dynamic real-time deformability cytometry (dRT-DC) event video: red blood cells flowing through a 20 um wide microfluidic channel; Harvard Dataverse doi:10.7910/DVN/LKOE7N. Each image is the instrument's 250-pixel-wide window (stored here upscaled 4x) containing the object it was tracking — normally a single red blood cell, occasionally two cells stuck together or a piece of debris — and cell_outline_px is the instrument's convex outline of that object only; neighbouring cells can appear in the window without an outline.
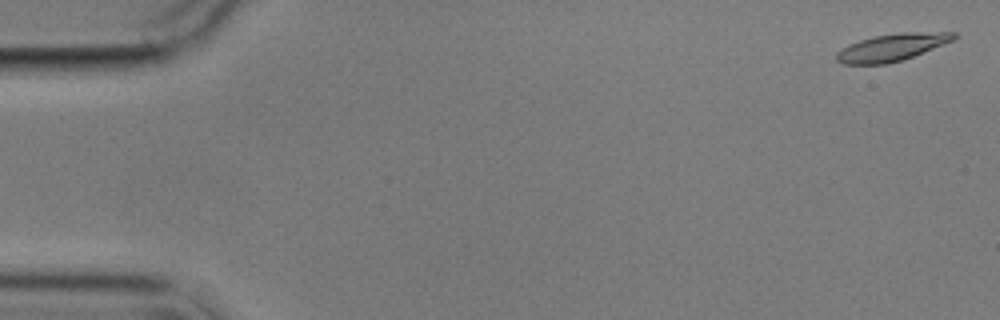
{"species": "common noctule bat (a hibernating species)", "species_latin": "Nyctalus noctula", "temperature_condition": "cold", "stored_images_in_passage": 4, "camera_frame_rate_fps": 3000, "um_per_image_px": 0.085, "animal": {"sex": "male", "body_mass_g": 17.9}, "frame": {"image": 1, "passage_image": 1, "time_ms": 0.0, "image_size_px": [1000, 320], "cell_outline_px": [[956, 36], [952, 40], [904, 60], [888, 64], [844, 64], [836, 60], [836, 52], [840, 48], [848, 44], [872, 36], [900, 32], [956, 32]], "centroid_in_image_um": [75.75, 4.02], "position_along_channel_um": 9.2, "area_um2": 18.67}}